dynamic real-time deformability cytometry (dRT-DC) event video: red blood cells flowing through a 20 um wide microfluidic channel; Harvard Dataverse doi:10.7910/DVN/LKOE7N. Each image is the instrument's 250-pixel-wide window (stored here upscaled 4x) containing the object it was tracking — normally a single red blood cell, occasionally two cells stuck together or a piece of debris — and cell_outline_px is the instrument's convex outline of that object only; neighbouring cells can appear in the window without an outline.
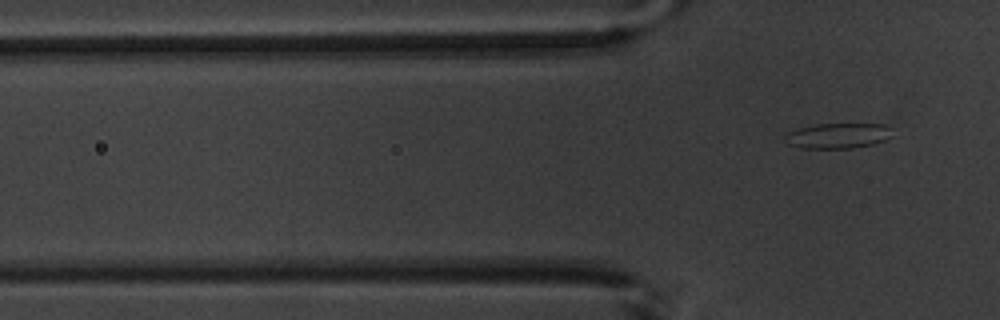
{"species": "common noctule bat (a hibernating species)", "species_latin": "Nyctalus noctula", "temperature_condition": "warm", "stored_images_in_passage": 5, "segment_of_instrument_passage": [2, 2], "camera_frame_rate_fps": 3000, "um_per_image_px": 0.085, "animal": {"sex": "male", "body_mass_g": 20.1, "forearm_length_mm": 53.5}, "frame": {"image": 1, "passage_image": 5, "time_ms": 6.333, "image_size_px": [1000, 320], "cell_outline_px": [[892, 136], [884, 140], [872, 144], [852, 148], [800, 148], [788, 144], [784, 136], [784, 132], [816, 124], [888, 124]], "centroid_in_image_um": [71.19, 11.53], "position_along_channel_um": 54.6, "area_um2": 15.84}}